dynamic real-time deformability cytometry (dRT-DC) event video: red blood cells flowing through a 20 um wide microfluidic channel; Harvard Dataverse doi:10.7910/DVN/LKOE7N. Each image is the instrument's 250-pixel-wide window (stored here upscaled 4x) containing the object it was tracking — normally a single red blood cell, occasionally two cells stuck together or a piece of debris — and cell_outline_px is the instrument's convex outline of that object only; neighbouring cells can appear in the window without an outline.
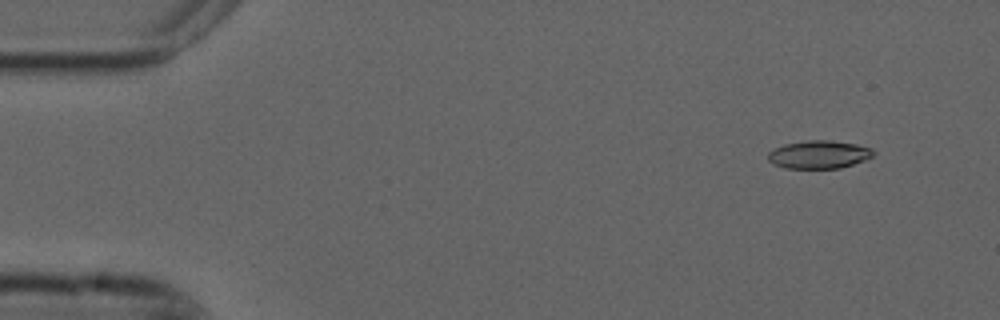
{"species": "common noctule bat (a hibernating species)", "species_latin": "Nyctalus noctula", "temperature_condition": "cold", "stored_images_in_passage": 5, "camera_frame_rate_fps": 3000, "um_per_image_px": 0.085, "animal": {"sex": "male", "forearm_length_mm": 52.5}, "frame": {"image": 1, "passage_image": 2, "time_ms": 0.333, "image_size_px": [1000, 320], "cell_outline_px": [[876, 152], [872, 156], [864, 160], [840, 168], [784, 168], [768, 160], [768, 152], [784, 144], [808, 140], [832, 140], [856, 144], [872, 148]], "centroid_in_image_um": [69.63, 13.12], "position_along_channel_um": 15.4, "area_um2": 17.11}}
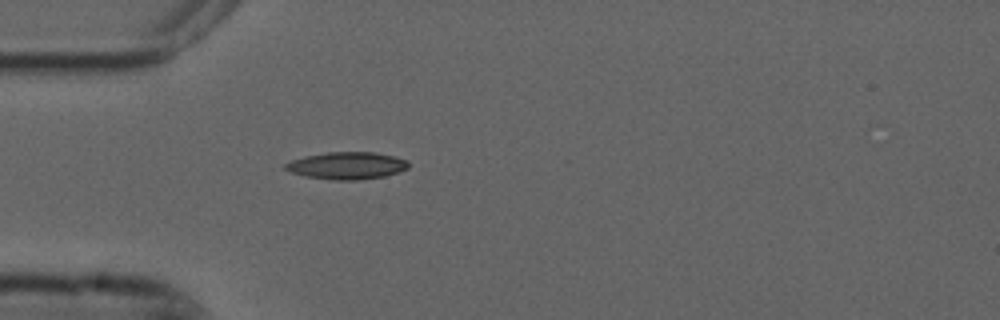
{"frame": {"image": 2, "passage_image": 5, "time_ms": 1.333, "image_size_px": [1000, 320], "cell_outline_px": [[408, 168], [384, 176], [356, 180], [336, 180], [304, 176], [292, 172], [284, 168], [284, 164], [292, 160], [304, 156], [328, 152], [376, 152], [408, 160]], "centroid_in_image_um": [29.47, 14.07], "position_along_channel_um": 55.5, "area_um2": 19.36}}